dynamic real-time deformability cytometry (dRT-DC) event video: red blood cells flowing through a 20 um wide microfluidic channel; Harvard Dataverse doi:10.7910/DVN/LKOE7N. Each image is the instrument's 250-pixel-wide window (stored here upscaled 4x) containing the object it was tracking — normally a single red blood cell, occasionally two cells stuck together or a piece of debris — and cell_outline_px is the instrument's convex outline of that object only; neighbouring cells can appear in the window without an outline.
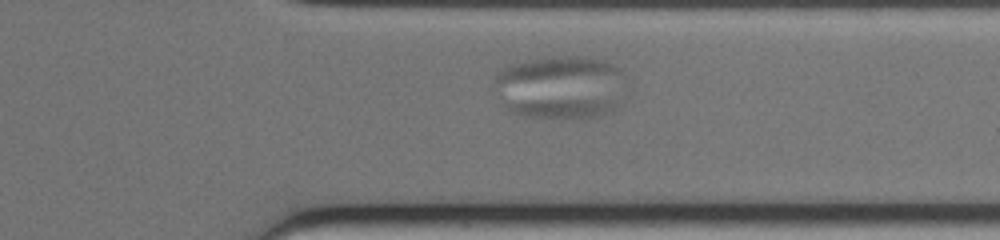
{"species": "common noctule bat (a hibernating species)", "species_latin": "Nyctalus noctula", "temperature_condition": "warm", "stored_images_in_passage": 30, "segment_of_instrument_passage": [2, 2], "camera_frame_rate_fps": 3000, "um_per_image_px": 0.085, "animal": {"sex": "female", "body_mass_g": 19.0, "forearm_length_mm": 51.5}, "frame": {"image": 1, "passage_image": 26, "time_ms": 8.333, "image_size_px": [1000, 240], "cell_outline_px": [[620, 108], [612, 112], [596, 116], [560, 120], [528, 116], [508, 112], [504, 108], [504, 104], [544, 100], [616, 100], [620, 104]], "centroid_in_image_um": [47.88, 9.23], "position_along_channel_um": 363.5, "area_um2": 12.72}}